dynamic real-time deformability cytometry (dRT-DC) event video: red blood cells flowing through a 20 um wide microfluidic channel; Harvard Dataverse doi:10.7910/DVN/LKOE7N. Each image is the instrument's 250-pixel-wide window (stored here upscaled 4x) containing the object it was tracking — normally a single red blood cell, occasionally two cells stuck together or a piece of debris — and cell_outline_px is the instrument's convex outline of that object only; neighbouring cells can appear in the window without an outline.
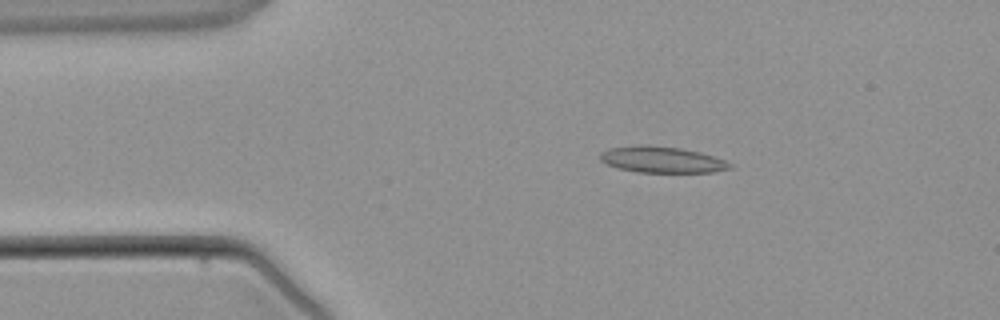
{"species": "common noctule bat (a hibernating species)", "species_latin": "Nyctalus noctula", "temperature_condition": "warm", "stored_images_in_passage": 3, "camera_frame_rate_fps": 3000, "um_per_image_px": 0.085, "animal": {"sex": "male", "body_mass_g": 21.5, "forearm_length_mm": 52.0}, "frame": {"image": 1, "passage_image": 3, "time_ms": 2.333, "image_size_px": [1000, 320], "cell_outline_px": [[732, 168], [712, 172], [636, 172], [616, 168], [604, 164], [600, 160], [600, 152], [608, 148], [640, 144], [648, 144], [680, 148], [700, 152], [724, 160], [732, 164]], "centroid_in_image_um": [56.19, 13.56], "position_along_channel_um": 28.8, "area_um2": 20.06}}